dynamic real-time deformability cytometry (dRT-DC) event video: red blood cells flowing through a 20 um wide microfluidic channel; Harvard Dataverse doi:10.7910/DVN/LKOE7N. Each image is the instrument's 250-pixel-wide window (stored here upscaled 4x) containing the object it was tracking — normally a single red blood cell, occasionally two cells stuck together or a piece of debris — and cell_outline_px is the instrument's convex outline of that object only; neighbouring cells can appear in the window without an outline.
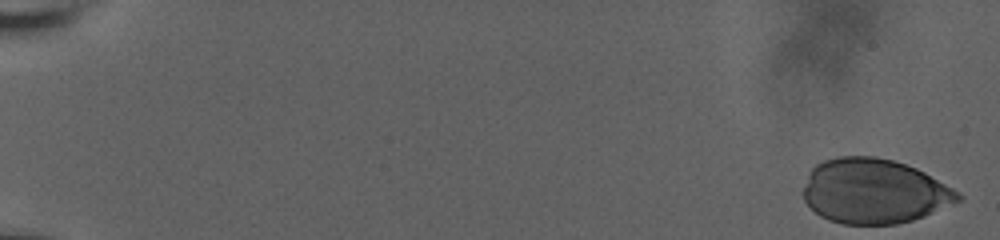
{"species": "human", "species_latin": "Homo sapiens", "temperature_condition": "room temperature", "stored_images_in_passage": 50, "camera_frame_rate_fps": 3000, "um_per_image_px": 0.085, "donor": {"sex": "male"}, "frame": {"image": 1, "passage_image": 1, "time_ms": 0.0, "image_size_px": [1000, 240], "cell_outline_px": [[964, 196], [960, 200], [924, 216], [912, 220], [896, 224], [844, 224], [828, 220], [820, 216], [804, 200], [804, 188], [808, 172], [816, 164], [824, 160], [836, 156], [876, 156], [892, 160], [916, 168], [924, 172], [960, 192]], "centroid_in_image_um": [74.29, 16.25], "position_along_channel_um": 10.7, "area_um2": 58.32}}